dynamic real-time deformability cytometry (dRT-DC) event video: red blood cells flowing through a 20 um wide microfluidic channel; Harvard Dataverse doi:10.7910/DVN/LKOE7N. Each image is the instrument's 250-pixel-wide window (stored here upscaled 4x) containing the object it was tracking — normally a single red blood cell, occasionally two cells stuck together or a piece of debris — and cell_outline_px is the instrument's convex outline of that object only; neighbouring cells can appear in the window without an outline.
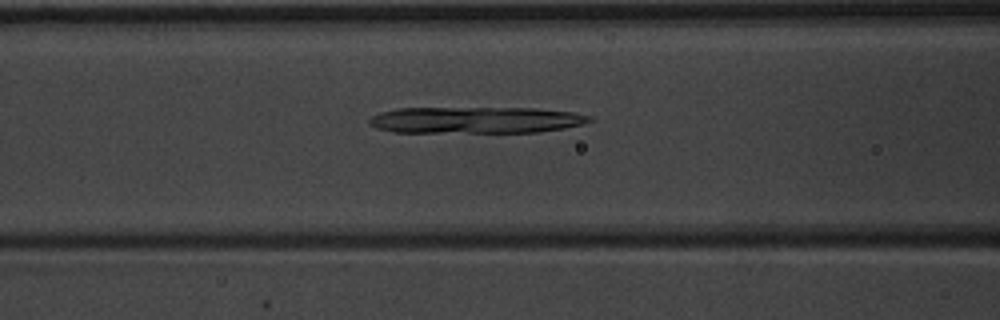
{"species": "common noctule bat (a hibernating species)", "species_latin": "Nyctalus noctula", "temperature_condition": "warm", "stored_images_in_passage": 52, "camera_frame_rate_fps": 3000, "um_per_image_px": 0.085, "animal": {"sex": "male", "body_mass_g": 20.1, "forearm_length_mm": 53.5}, "frame": {"image": 1, "passage_image": 22, "time_ms": 7.0, "image_size_px": [1000, 320], "cell_outline_px": [[592, 120], [584, 124], [564, 128], [540, 132], [392, 132], [376, 128], [368, 124], [368, 120], [372, 116], [380, 112], [396, 108], [536, 108], [572, 112], [592, 116]], "centroid_in_image_um": [40.42, 10.2], "position_along_channel_um": 126.2, "area_um2": 34.22}}
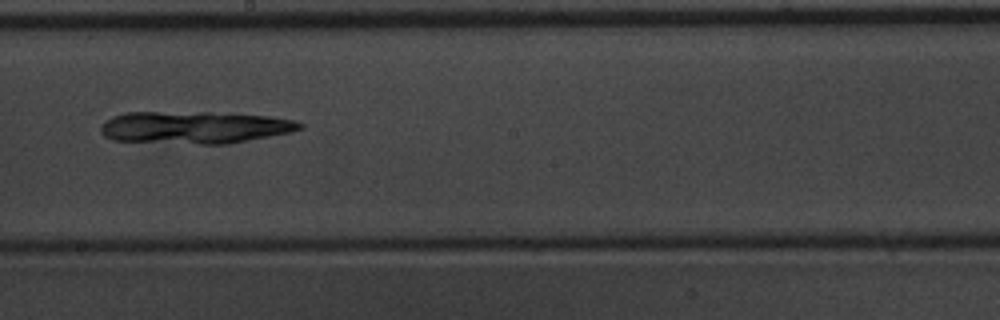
{"frame": {"image": 2, "passage_image": 30, "time_ms": 9.667, "image_size_px": [1000, 320], "cell_outline_px": [[304, 128], [292, 132], [228, 144], [200, 144], [112, 140], [104, 136], [100, 132], [100, 124], [104, 120], [112, 116], [128, 112], [212, 112], [268, 116], [296, 120], [304, 124]], "centroid_in_image_um": [16.54, 10.82], "position_along_channel_um": 231.7, "area_um2": 37.8}}
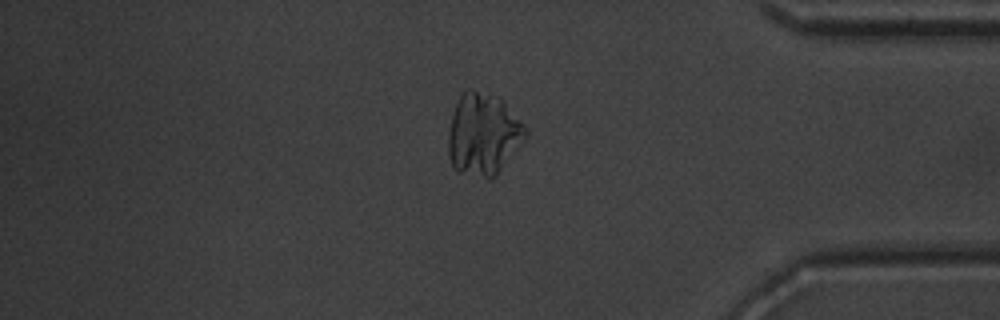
{"frame": {"image": 3, "passage_image": 44, "time_ms": 14.333, "image_size_px": [1000, 320], "cell_outline_px": [[528, 132], [496, 176], [492, 180], [488, 180], [456, 172], [452, 168], [448, 156], [448, 132], [452, 116], [456, 104], [460, 96], [468, 88], [472, 88], [504, 100], [528, 128]], "centroid_in_image_um": [41.05, 11.44], "position_along_channel_um": 394.1, "area_um2": 37.22}}